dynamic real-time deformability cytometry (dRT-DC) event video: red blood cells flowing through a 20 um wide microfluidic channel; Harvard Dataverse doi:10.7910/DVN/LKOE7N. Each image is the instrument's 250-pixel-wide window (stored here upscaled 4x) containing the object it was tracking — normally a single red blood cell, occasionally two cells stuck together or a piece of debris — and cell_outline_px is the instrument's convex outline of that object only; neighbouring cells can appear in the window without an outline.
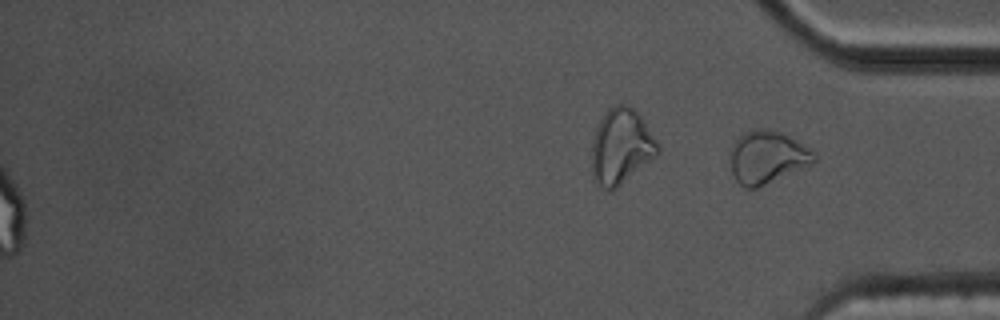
{"species": "common noctule bat (a hibernating species)", "species_latin": "Nyctalus noctula", "temperature_condition": "cold", "stored_images_in_passage": 60, "segment_of_instrument_passage": [2, 2], "camera_frame_rate_fps": 3000, "um_per_image_px": 0.085, "animal": {"sex": "male", "body_mass_g": 17.5, "forearm_length_mm": 52.3}, "frame": {"image": 1, "passage_image": 60, "time_ms": 19.667, "image_size_px": [1000, 320], "cell_outline_px": [[816, 160], [812, 164], [756, 188], [744, 188], [736, 180], [732, 172], [728, 152], [732, 144], [744, 132], [756, 128], [764, 128], [780, 132], [812, 148], [816, 152]], "centroid_in_image_um": [65.2, 13.34], "position_along_channel_um": 370.0, "area_um2": 25.95}}